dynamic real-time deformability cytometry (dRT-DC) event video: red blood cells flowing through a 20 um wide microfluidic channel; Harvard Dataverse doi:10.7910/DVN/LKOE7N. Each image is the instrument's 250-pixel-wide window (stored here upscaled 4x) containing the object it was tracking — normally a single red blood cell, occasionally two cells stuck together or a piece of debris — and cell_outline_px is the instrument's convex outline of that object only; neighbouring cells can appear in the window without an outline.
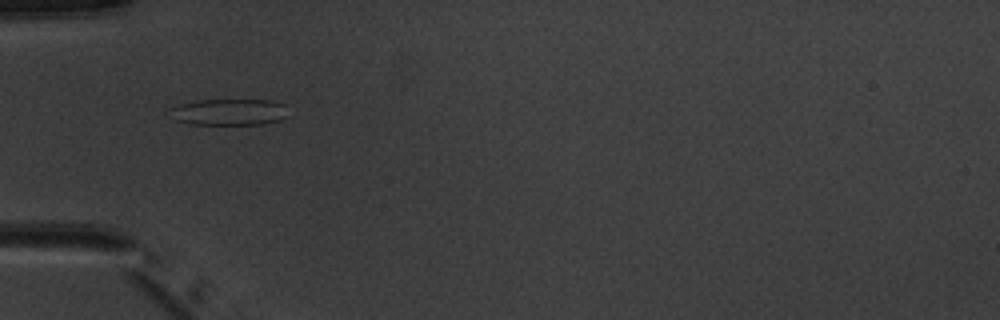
{"species": "common noctule bat (a hibernating species)", "species_latin": "Nyctalus noctula", "temperature_condition": "warm", "stored_images_in_passage": 7, "camera_frame_rate_fps": 3000, "um_per_image_px": 0.085, "animal": {"sex": "male", "body_mass_g": 20.1, "forearm_length_mm": 53.5}, "frame": {"image": 1, "passage_image": 5, "time_ms": 5.0, "image_size_px": [1000, 320], "cell_outline_px": [[288, 116], [280, 120], [264, 124], [188, 124], [176, 120], [168, 108], [180, 104], [196, 100], [272, 100], [288, 104]], "centroid_in_image_um": [19.55, 9.51], "position_along_channel_um": 65.5, "area_um2": 18.5}}
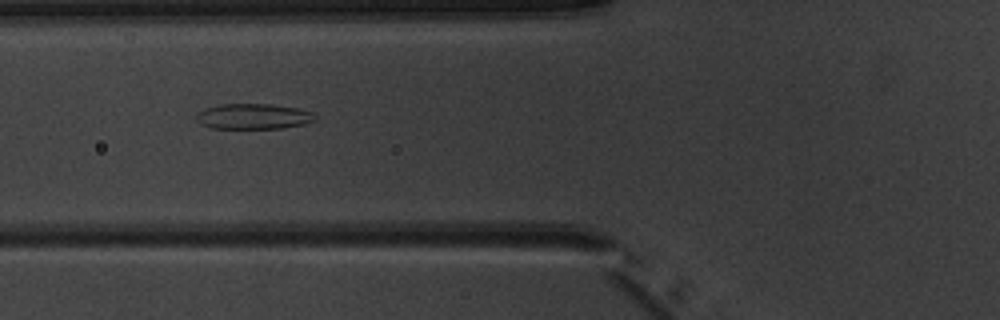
{"frame": {"image": 2, "passage_image": 6, "time_ms": 6.0, "image_size_px": [1000, 320], "cell_outline_px": [[316, 120], [304, 124], [280, 128], [208, 128], [200, 124], [196, 120], [196, 116], [204, 108], [220, 104], [272, 104], [296, 108], [312, 112], [316, 116]], "centroid_in_image_um": [21.51, 9.89], "position_along_channel_um": 104.3, "area_um2": 17.63}}
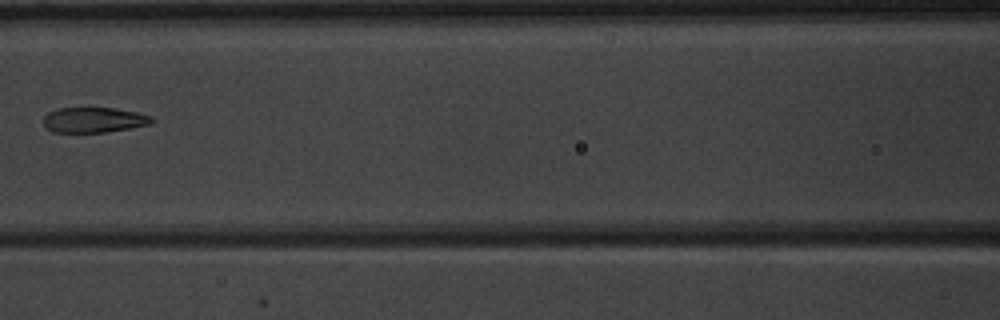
{"frame": {"image": 3, "passage_image": 7, "time_ms": 7.333, "image_size_px": [1000, 320], "cell_outline_px": [[156, 120], [152, 124], [132, 128], [108, 132], [52, 132], [44, 124], [44, 116], [48, 112], [56, 108], [116, 108], [136, 112], [152, 116]], "centroid_in_image_um": [8.03, 10.19], "position_along_channel_um": 158.6, "area_um2": 16.13}}